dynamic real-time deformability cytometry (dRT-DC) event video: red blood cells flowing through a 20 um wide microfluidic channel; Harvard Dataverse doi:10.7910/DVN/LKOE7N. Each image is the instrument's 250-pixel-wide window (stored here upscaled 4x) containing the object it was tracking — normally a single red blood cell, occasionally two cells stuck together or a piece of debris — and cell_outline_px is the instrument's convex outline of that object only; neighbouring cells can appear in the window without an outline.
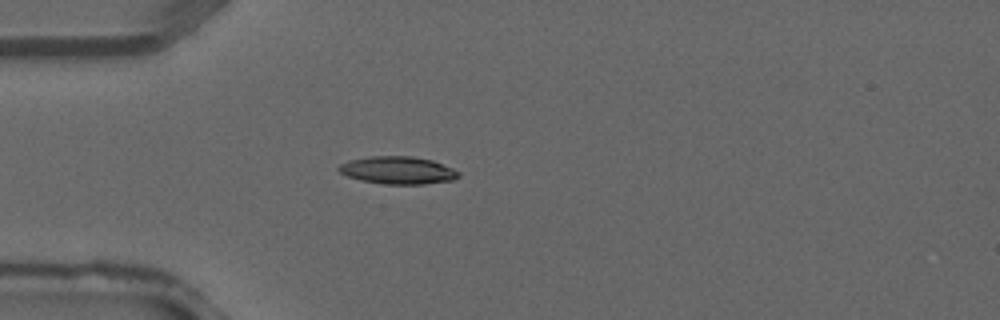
{"species": "common noctule bat (a hibernating species)", "species_latin": "Nyctalus noctula", "temperature_condition": "warm", "stored_images_in_passage": 3, "camera_frame_rate_fps": 3000, "um_per_image_px": 0.085, "animal": {"sex": "male", "forearm_length_mm": 52.5}, "frame": {"image": 1, "passage_image": 3, "time_ms": 0.667, "image_size_px": [1000, 320], "cell_outline_px": [[460, 176], [452, 180], [424, 184], [384, 184], [360, 180], [348, 176], [340, 172], [336, 168], [340, 164], [348, 160], [372, 156], [412, 156], [432, 160], [452, 168], [460, 172]], "centroid_in_image_um": [33.8, 14.47], "position_along_channel_um": 51.2, "area_um2": 19.25}}